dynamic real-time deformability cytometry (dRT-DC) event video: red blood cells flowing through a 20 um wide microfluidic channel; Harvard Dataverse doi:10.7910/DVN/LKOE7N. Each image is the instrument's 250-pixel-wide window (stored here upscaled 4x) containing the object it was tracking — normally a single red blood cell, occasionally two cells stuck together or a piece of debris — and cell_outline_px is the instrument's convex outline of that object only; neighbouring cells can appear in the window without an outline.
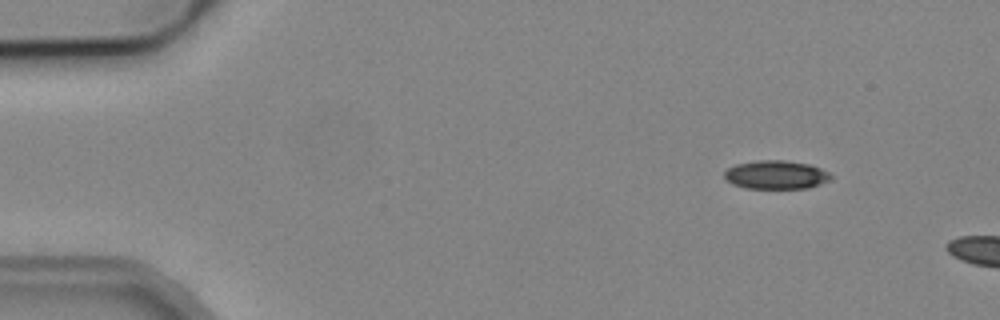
{"species": "common noctule bat (a hibernating species)", "species_latin": "Nyctalus noctula", "temperature_condition": "cold", "stored_images_in_passage": 3, "camera_frame_rate_fps": 3000, "um_per_image_px": 0.085, "animal": {"sex": "male", "body_mass_g": 19.2, "forearm_length_mm": 51.8}, "frame": {"image": 1, "passage_image": 1, "time_ms": 0.0, "image_size_px": [1000, 320], "cell_outline_px": [[832, 180], [808, 188], [744, 188], [732, 184], [724, 180], [724, 172], [728, 168], [736, 164], [756, 160], [784, 160], [808, 164], [820, 168], [828, 172], [832, 176]], "centroid_in_image_um": [65.94, 14.86], "position_along_channel_um": 19.1, "area_um2": 17.86}}